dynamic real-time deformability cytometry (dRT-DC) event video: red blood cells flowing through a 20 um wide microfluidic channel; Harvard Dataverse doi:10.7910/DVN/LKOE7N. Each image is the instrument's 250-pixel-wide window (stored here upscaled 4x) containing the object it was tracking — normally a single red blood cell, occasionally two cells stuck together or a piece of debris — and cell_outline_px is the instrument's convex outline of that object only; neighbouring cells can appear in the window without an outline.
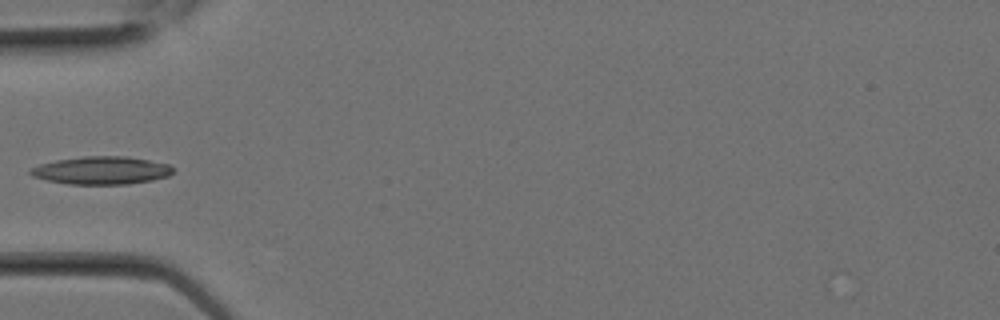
{"species": "Egyptian fruit bat (a non-hibernating species)", "species_latin": "Rousettus aegyptiacus", "temperature_condition": "room temperature", "stored_images_in_passage": 1, "camera_frame_rate_fps": 3000, "um_per_image_px": 0.085, "animal": {"sex": "female"}, "frame": {"image": 1, "passage_image": 1, "time_ms": 0.0, "image_size_px": [1000, 320], "cell_outline_px": [[176, 168], [168, 176], [152, 180], [128, 184], [68, 184], [48, 180], [32, 176], [28, 172], [28, 168], [40, 164], [56, 160], [84, 156], [128, 156], [168, 164]], "centroid_in_image_um": [8.61, 14.48], "position_along_channel_um": 76.4, "area_um2": 23.24}}